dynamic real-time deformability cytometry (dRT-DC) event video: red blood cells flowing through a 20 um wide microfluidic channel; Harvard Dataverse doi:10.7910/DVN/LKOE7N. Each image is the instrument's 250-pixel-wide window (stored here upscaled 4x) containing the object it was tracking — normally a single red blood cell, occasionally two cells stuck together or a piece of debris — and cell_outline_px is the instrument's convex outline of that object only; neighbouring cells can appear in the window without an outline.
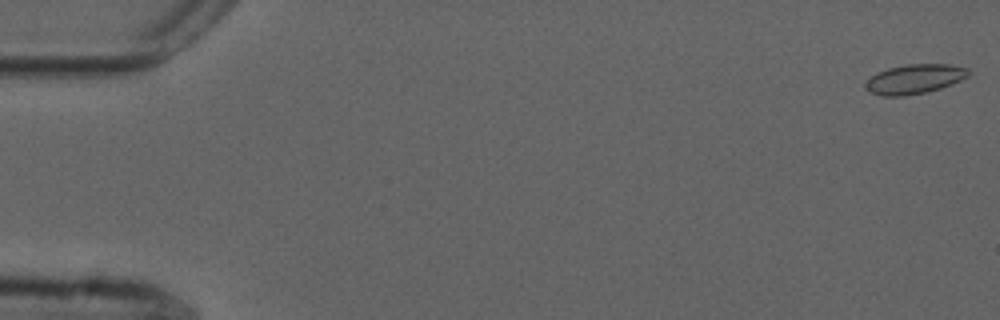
{"species": "common noctule bat (a hibernating species)", "species_latin": "Nyctalus noctula", "temperature_condition": "cold", "stored_images_in_passage": 14, "camera_frame_rate_fps": 3000, "um_per_image_px": 0.085, "animal": {"sex": "male", "forearm_length_mm": 52.5}, "frame": {"image": 1, "passage_image": 1, "time_ms": 0.0, "image_size_px": [1000, 320], "cell_outline_px": [[968, 76], [952, 84], [928, 92], [904, 96], [880, 96], [872, 92], [864, 84], [872, 76], [888, 68], [908, 64], [948, 64], [968, 68]], "centroid_in_image_um": [77.76, 6.72], "position_along_channel_um": 7.2, "area_um2": 17.46}}